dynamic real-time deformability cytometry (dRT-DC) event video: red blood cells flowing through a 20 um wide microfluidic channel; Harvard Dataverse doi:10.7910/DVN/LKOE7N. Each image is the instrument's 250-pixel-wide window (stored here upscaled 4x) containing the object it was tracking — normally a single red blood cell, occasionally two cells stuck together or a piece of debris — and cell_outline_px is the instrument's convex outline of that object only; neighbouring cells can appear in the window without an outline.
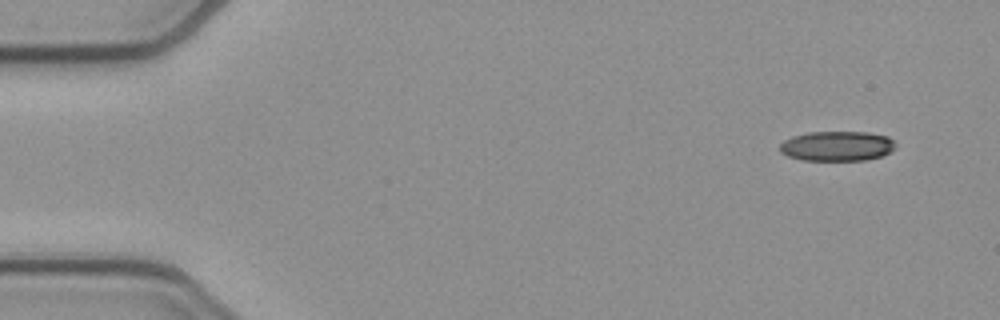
{"species": "common noctule bat (a hibernating species)", "species_latin": "Nyctalus noctula", "temperature_condition": "cold", "stored_images_in_passage": 51, "camera_frame_rate_fps": 3000, "um_per_image_px": 0.085, "animal": {"sex": "female", "body_mass_g": 21.9}, "frame": {"image": 1, "passage_image": 1, "time_ms": 0.0, "image_size_px": [1000, 320], "cell_outline_px": [[896, 148], [880, 156], [864, 160], [804, 160], [788, 156], [780, 152], [780, 144], [784, 140], [792, 136], [808, 132], [868, 132], [888, 136], [896, 144]], "centroid_in_image_um": [71.14, 12.41], "position_along_channel_um": 13.9, "area_um2": 20.11}}
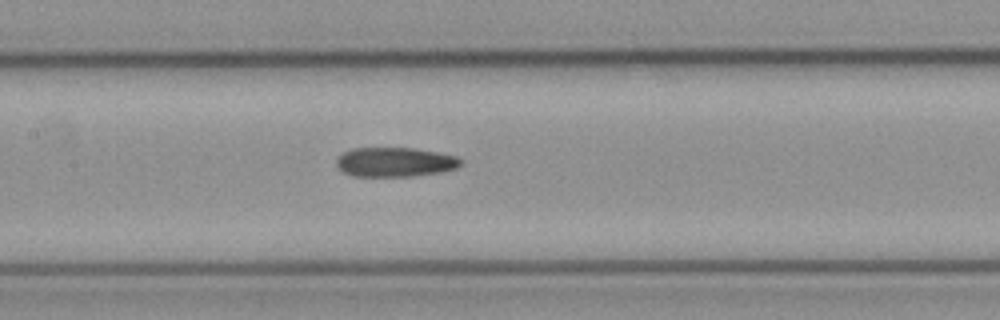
{"frame": {"image": 2, "passage_image": 22, "time_ms": 7.0, "image_size_px": [1000, 320], "cell_outline_px": [[460, 164], [456, 168], [444, 172], [412, 176], [352, 176], [344, 172], [336, 164], [336, 160], [344, 152], [352, 148], [412, 148], [436, 152], [456, 156], [460, 160]], "centroid_in_image_um": [33.57, 13.78], "position_along_channel_um": 173.8, "area_um2": 21.15}}
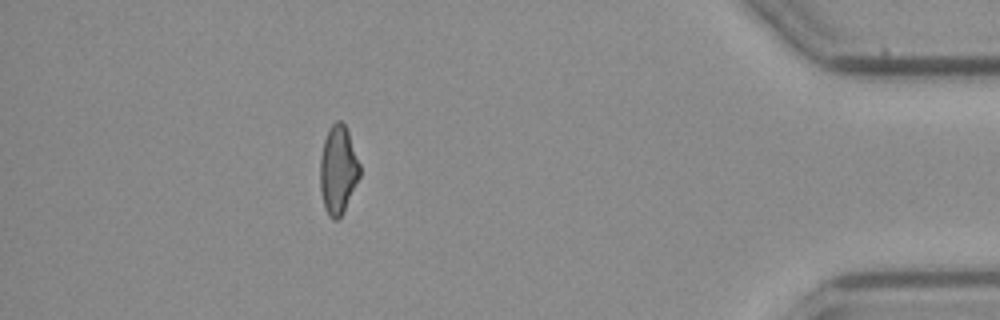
{"frame": {"image": 3, "passage_image": 44, "time_ms": 14.333, "image_size_px": [1000, 320], "cell_outline_px": [[360, 176], [344, 212], [336, 220], [332, 220], [328, 216], [324, 208], [320, 192], [320, 156], [324, 140], [328, 128], [336, 120], [340, 120], [344, 124], [348, 132], [360, 164]], "centroid_in_image_um": [28.72, 14.46], "position_along_channel_um": 406.5, "area_um2": 20.63}, "authors_computed_cell_mechanics": {"area_um2": 21.386, "velocity_mm_per_s": 3.8942, "shape_relaxation_time_tau1_ms": null, "shape_relaxation_time_tau2_ms": 5.1114, "deformation_change_tau1": null, "deformation_change_tau2": 0.1358}}